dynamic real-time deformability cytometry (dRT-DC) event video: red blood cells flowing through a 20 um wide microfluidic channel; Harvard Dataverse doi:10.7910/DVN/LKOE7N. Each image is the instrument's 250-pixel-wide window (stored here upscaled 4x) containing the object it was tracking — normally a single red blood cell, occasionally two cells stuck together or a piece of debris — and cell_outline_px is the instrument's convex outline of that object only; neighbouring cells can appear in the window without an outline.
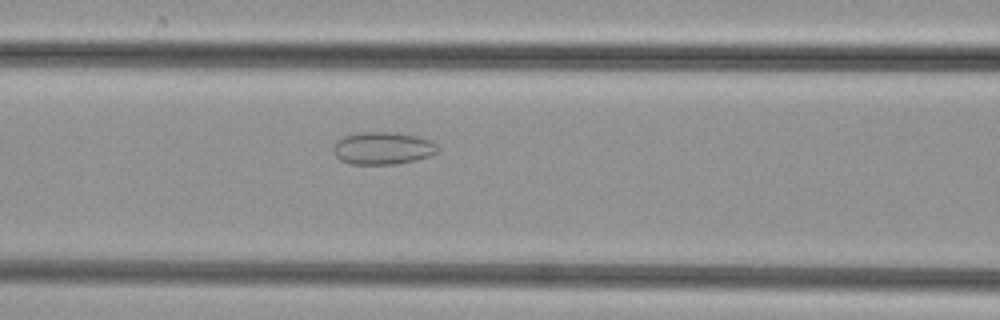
{"species": "common noctule bat (a hibernating species)", "species_latin": "Nyctalus noctula", "temperature_condition": "cold", "stored_images_in_passage": 30, "camera_frame_rate_fps": 3000, "um_per_image_px": 0.085, "animal": {"sex": "female", "body_mass_g": 29.2, "forearm_length_mm": 56.3}, "frame": {"image": 1, "passage_image": 11, "time_ms": 3.333, "image_size_px": [1000, 320], "cell_outline_px": [[440, 148], [436, 152], [428, 156], [416, 160], [396, 164], [348, 164], [340, 160], [336, 156], [332, 148], [336, 140], [344, 136], [360, 132], [392, 132], [420, 136], [432, 140]], "centroid_in_image_um": [32.53, 12.59], "position_along_channel_um": 134.1, "area_um2": 20.0}}
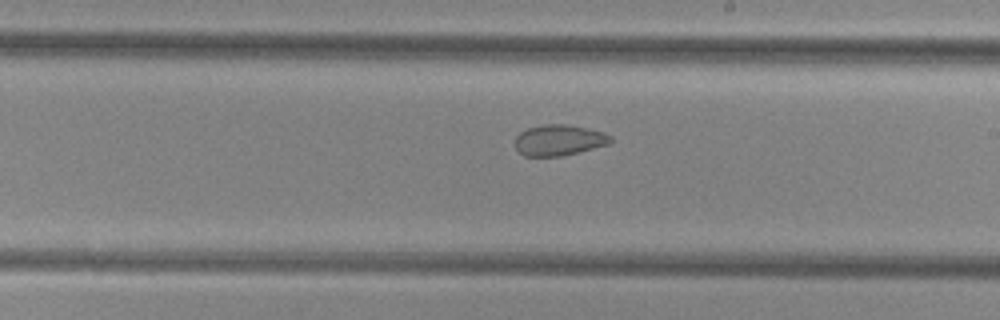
{"frame": {"image": 2, "passage_image": 19, "time_ms": 6.0, "image_size_px": [1000, 320], "cell_outline_px": [[612, 140], [608, 144], [580, 152], [564, 156], [524, 156], [516, 148], [516, 136], [520, 132], [528, 128], [540, 124], [568, 124], [604, 132], [612, 136]], "centroid_in_image_um": [47.52, 11.91], "position_along_channel_um": 241.5, "area_um2": 17.28}}
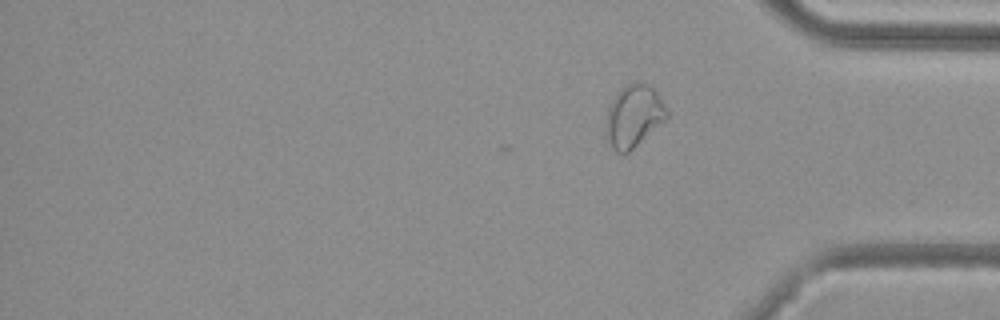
{"frame": {"image": 3, "passage_image": 30, "time_ms": 9.667, "image_size_px": [1000, 320], "cell_outline_px": [[668, 116], [664, 120], [628, 152], [616, 152], [612, 148], [604, 136], [604, 124], [608, 108], [616, 92], [624, 84], [636, 80], [644, 80], [656, 92], [668, 112]], "centroid_in_image_um": [53.8, 9.81], "position_along_channel_um": 381.4, "area_um2": 22.25}}